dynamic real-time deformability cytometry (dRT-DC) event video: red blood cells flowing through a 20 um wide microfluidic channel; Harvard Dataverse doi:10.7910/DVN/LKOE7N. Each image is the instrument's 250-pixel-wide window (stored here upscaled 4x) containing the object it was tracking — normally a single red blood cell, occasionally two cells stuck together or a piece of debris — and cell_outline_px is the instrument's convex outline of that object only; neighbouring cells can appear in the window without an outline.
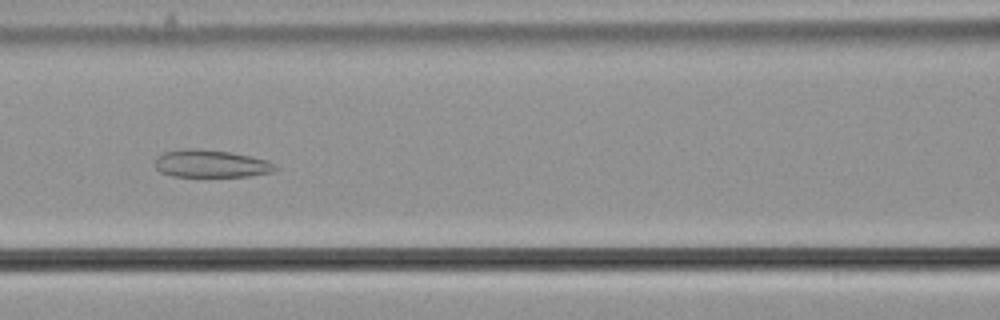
{"species": "common noctule bat (a hibernating species)", "species_latin": "Nyctalus noctula", "temperature_condition": "cold", "stored_images_in_passage": 57, "camera_frame_rate_fps": 3000, "um_per_image_px": 0.085, "animal": {"sex": "male", "body_mass_g": 21.5, "forearm_length_mm": 52.0}, "frame": {"image": 1, "passage_image": 26, "time_ms": 8.333, "image_size_px": [1000, 320], "cell_outline_px": [[280, 168], [272, 172], [248, 176], [172, 176], [160, 172], [156, 168], [156, 160], [164, 152], [184, 148], [196, 148], [232, 152], [252, 156], [268, 160], [276, 164]], "centroid_in_image_um": [17.99, 13.9], "position_along_channel_um": 148.6, "area_um2": 19.42}}
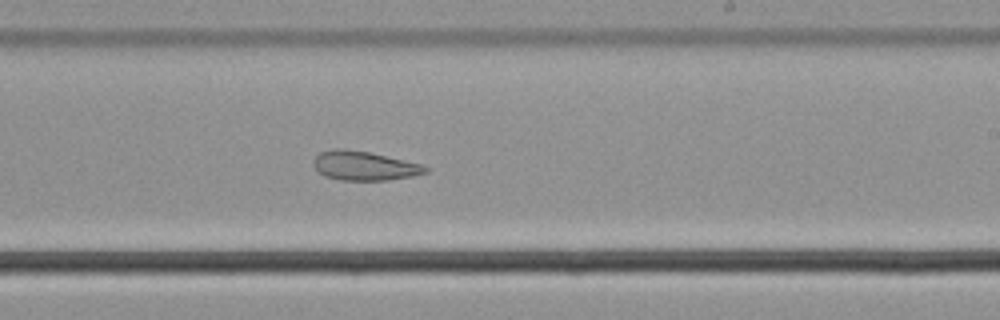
{"frame": {"image": 2, "passage_image": 35, "time_ms": 11.333, "image_size_px": [1000, 320], "cell_outline_px": [[428, 172], [412, 176], [388, 180], [340, 180], [324, 176], [312, 164], [312, 160], [320, 152], [332, 148], [344, 148], [368, 152], [420, 164], [428, 168]], "centroid_in_image_um": [30.91, 14.09], "position_along_channel_um": 258.1, "area_um2": 18.9}}
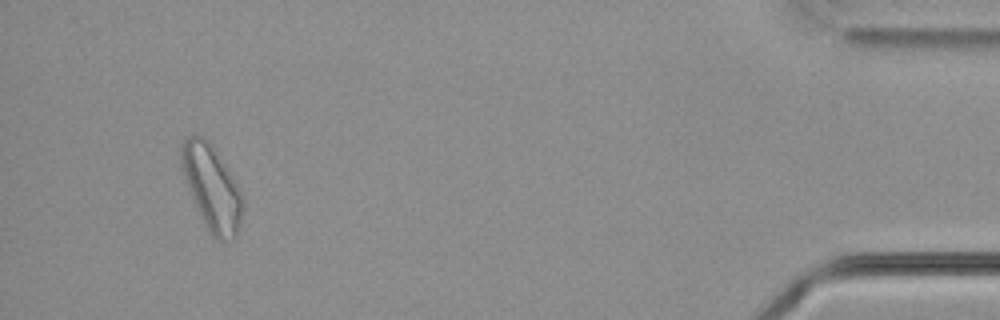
{"frame": {"image": 3, "passage_image": 54, "time_ms": 17.667, "image_size_px": [1000, 320], "cell_outline_px": [[244, 208], [240, 224], [236, 236], [232, 240], [216, 240], [212, 236], [204, 224], [200, 216], [184, 176], [180, 164], [180, 144], [188, 136], [204, 136], [212, 144], [224, 164], [240, 192], [244, 200]], "centroid_in_image_um": [17.99, 15.97], "position_along_channel_um": 417.2, "area_um2": 30.11}, "authors_computed_cell_mechanics": {"area_um2": 26.01, "velocity_mm_per_s": 3.6553, "shape_relaxation_time_tau1_ms": null, "shape_relaxation_time_tau2_ms": 8.2106, "deformation_change_tau1": null, "deformation_change_tau2": 0.1577}}